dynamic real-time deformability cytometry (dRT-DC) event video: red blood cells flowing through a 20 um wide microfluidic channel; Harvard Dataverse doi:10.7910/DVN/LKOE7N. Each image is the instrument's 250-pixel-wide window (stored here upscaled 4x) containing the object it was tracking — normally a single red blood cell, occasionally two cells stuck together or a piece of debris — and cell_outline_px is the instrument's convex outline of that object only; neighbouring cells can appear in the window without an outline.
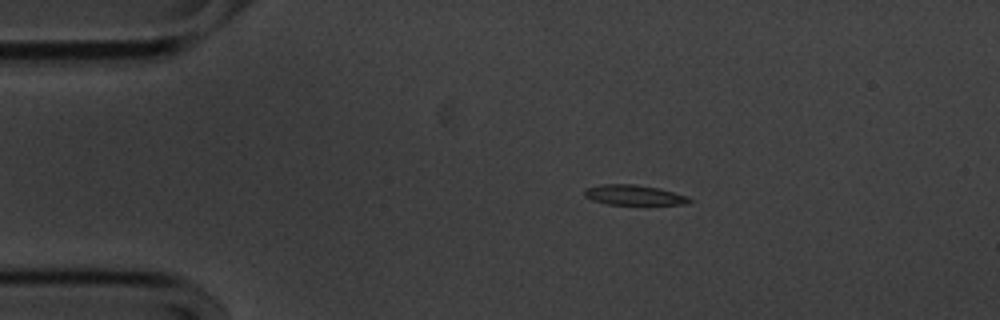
{"species": "common noctule bat (a hibernating species)", "species_latin": "Nyctalus noctula", "temperature_condition": "cold", "stored_images_in_passage": 46, "camera_frame_rate_fps": 3000, "um_per_image_px": 0.085, "animal": {"sex": "male", "body_mass_g": 20.1, "forearm_length_mm": 53.5}, "frame": {"image": 1, "passage_image": 1, "time_ms": 0.0, "image_size_px": [1000, 320], "cell_outline_px": [[692, 200], [684, 204], [608, 204], [592, 200], [584, 196], [584, 188], [604, 184], [636, 184], [656, 188], [688, 196]], "centroid_in_image_um": [53.83, 16.57], "position_along_channel_um": 31.2, "area_um2": 12.08}}
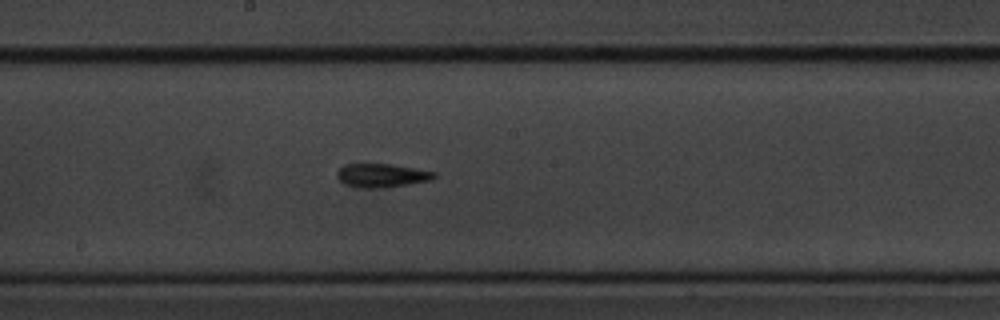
{"frame": {"image": 2, "passage_image": 20, "time_ms": 6.333, "image_size_px": [1000, 320], "cell_outline_px": [[436, 176], [432, 180], [384, 188], [364, 188], [344, 184], [336, 176], [336, 172], [344, 164], [392, 164], [436, 172]], "centroid_in_image_um": [32.44, 14.91], "position_along_channel_um": 215.8, "area_um2": 13.41}}
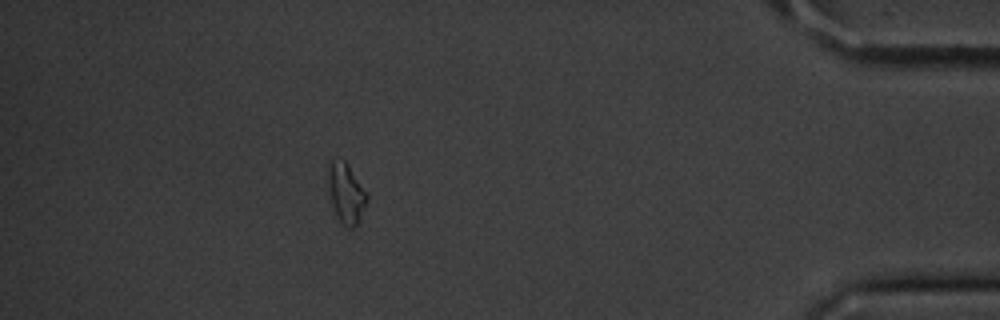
{"frame": {"image": 3, "passage_image": 40, "time_ms": 13.0, "image_size_px": [1000, 320], "cell_outline_px": [[368, 200], [356, 224], [352, 228], [348, 228], [336, 216], [332, 204], [328, 176], [328, 160], [344, 160], [348, 164], [368, 192]], "centroid_in_image_um": [29.43, 16.38], "position_along_channel_um": 405.8, "area_um2": 13.41}, "authors_computed_cell_mechanics": {"area_um2": 12.6004, "velocity_mm_per_s": 3.5958, "shape_relaxation_time_tau1_ms": 3.5995, "shape_relaxation_time_tau2_ms": null, "deformation_change_tau1": 0.1691, "deformation_change_tau2": null}}